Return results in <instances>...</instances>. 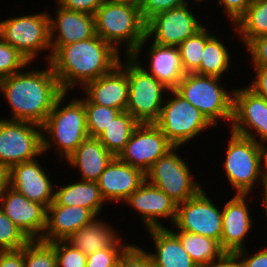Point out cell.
<instances>
[{"label":"cell","mask_w":267,"mask_h":267,"mask_svg":"<svg viewBox=\"0 0 267 267\" xmlns=\"http://www.w3.org/2000/svg\"><path fill=\"white\" fill-rule=\"evenodd\" d=\"M46 70L23 68L0 80V93L11 108L8 120L33 122L42 125L57 99L64 93L51 64Z\"/></svg>","instance_id":"cell-1"},{"label":"cell","mask_w":267,"mask_h":267,"mask_svg":"<svg viewBox=\"0 0 267 267\" xmlns=\"http://www.w3.org/2000/svg\"><path fill=\"white\" fill-rule=\"evenodd\" d=\"M121 54L98 35L62 45L50 59L54 74L64 92L111 72Z\"/></svg>","instance_id":"cell-2"},{"label":"cell","mask_w":267,"mask_h":267,"mask_svg":"<svg viewBox=\"0 0 267 267\" xmlns=\"http://www.w3.org/2000/svg\"><path fill=\"white\" fill-rule=\"evenodd\" d=\"M67 94L64 92L57 99L46 121L41 125L43 154L52 151L53 147L63 161L89 137L83 101L77 97L62 107Z\"/></svg>","instance_id":"cell-3"},{"label":"cell","mask_w":267,"mask_h":267,"mask_svg":"<svg viewBox=\"0 0 267 267\" xmlns=\"http://www.w3.org/2000/svg\"><path fill=\"white\" fill-rule=\"evenodd\" d=\"M94 17L96 35L118 52L122 45L126 47V56H130L146 37V22L139 6L105 1Z\"/></svg>","instance_id":"cell-4"},{"label":"cell","mask_w":267,"mask_h":267,"mask_svg":"<svg viewBox=\"0 0 267 267\" xmlns=\"http://www.w3.org/2000/svg\"><path fill=\"white\" fill-rule=\"evenodd\" d=\"M220 81L221 77L217 76L187 73L175 89L214 127L218 126V120L231 125L233 116L234 89L231 91L224 89Z\"/></svg>","instance_id":"cell-5"},{"label":"cell","mask_w":267,"mask_h":267,"mask_svg":"<svg viewBox=\"0 0 267 267\" xmlns=\"http://www.w3.org/2000/svg\"><path fill=\"white\" fill-rule=\"evenodd\" d=\"M47 13L44 11L0 21V37L17 49L29 63H33L41 51H48L45 62H50L52 53Z\"/></svg>","instance_id":"cell-6"},{"label":"cell","mask_w":267,"mask_h":267,"mask_svg":"<svg viewBox=\"0 0 267 267\" xmlns=\"http://www.w3.org/2000/svg\"><path fill=\"white\" fill-rule=\"evenodd\" d=\"M230 137L223 164L224 171L227 180L237 191L235 194L249 195L258 182H263L262 145L232 131Z\"/></svg>","instance_id":"cell-7"},{"label":"cell","mask_w":267,"mask_h":267,"mask_svg":"<svg viewBox=\"0 0 267 267\" xmlns=\"http://www.w3.org/2000/svg\"><path fill=\"white\" fill-rule=\"evenodd\" d=\"M155 124L174 146H183L203 130L214 127L205 116L175 89L169 90ZM168 98V99H167Z\"/></svg>","instance_id":"cell-8"},{"label":"cell","mask_w":267,"mask_h":267,"mask_svg":"<svg viewBox=\"0 0 267 267\" xmlns=\"http://www.w3.org/2000/svg\"><path fill=\"white\" fill-rule=\"evenodd\" d=\"M179 148L181 146H174L145 172V180L164 191L177 204L196 196L204 188L194 179L188 163L178 155Z\"/></svg>","instance_id":"cell-9"},{"label":"cell","mask_w":267,"mask_h":267,"mask_svg":"<svg viewBox=\"0 0 267 267\" xmlns=\"http://www.w3.org/2000/svg\"><path fill=\"white\" fill-rule=\"evenodd\" d=\"M127 75L129 95L126 111L139 123H155L169 89L145 72L130 56H127Z\"/></svg>","instance_id":"cell-10"},{"label":"cell","mask_w":267,"mask_h":267,"mask_svg":"<svg viewBox=\"0 0 267 267\" xmlns=\"http://www.w3.org/2000/svg\"><path fill=\"white\" fill-rule=\"evenodd\" d=\"M188 4L158 13L152 17L146 23V37L130 57L140 58L144 44L153 37L152 42L167 46H178L202 29L205 25L198 21L196 12L193 13Z\"/></svg>","instance_id":"cell-11"},{"label":"cell","mask_w":267,"mask_h":267,"mask_svg":"<svg viewBox=\"0 0 267 267\" xmlns=\"http://www.w3.org/2000/svg\"><path fill=\"white\" fill-rule=\"evenodd\" d=\"M42 154L41 125L0 118V162L12 167Z\"/></svg>","instance_id":"cell-12"},{"label":"cell","mask_w":267,"mask_h":267,"mask_svg":"<svg viewBox=\"0 0 267 267\" xmlns=\"http://www.w3.org/2000/svg\"><path fill=\"white\" fill-rule=\"evenodd\" d=\"M202 189L196 196L177 204L173 227L184 232L203 235L220 243L222 210L214 205Z\"/></svg>","instance_id":"cell-13"},{"label":"cell","mask_w":267,"mask_h":267,"mask_svg":"<svg viewBox=\"0 0 267 267\" xmlns=\"http://www.w3.org/2000/svg\"><path fill=\"white\" fill-rule=\"evenodd\" d=\"M229 127V131L233 133L251 138L261 145L267 144V100L248 87H236L233 93V116Z\"/></svg>","instance_id":"cell-14"},{"label":"cell","mask_w":267,"mask_h":267,"mask_svg":"<svg viewBox=\"0 0 267 267\" xmlns=\"http://www.w3.org/2000/svg\"><path fill=\"white\" fill-rule=\"evenodd\" d=\"M173 147L155 123H139L118 158L145 173Z\"/></svg>","instance_id":"cell-15"},{"label":"cell","mask_w":267,"mask_h":267,"mask_svg":"<svg viewBox=\"0 0 267 267\" xmlns=\"http://www.w3.org/2000/svg\"><path fill=\"white\" fill-rule=\"evenodd\" d=\"M0 208L30 240H41L46 228L47 208L11 187L0 194Z\"/></svg>","instance_id":"cell-16"},{"label":"cell","mask_w":267,"mask_h":267,"mask_svg":"<svg viewBox=\"0 0 267 267\" xmlns=\"http://www.w3.org/2000/svg\"><path fill=\"white\" fill-rule=\"evenodd\" d=\"M123 203L130 205L144 224L145 229L165 228L159 219L176 218L177 203L164 191L146 180Z\"/></svg>","instance_id":"cell-17"},{"label":"cell","mask_w":267,"mask_h":267,"mask_svg":"<svg viewBox=\"0 0 267 267\" xmlns=\"http://www.w3.org/2000/svg\"><path fill=\"white\" fill-rule=\"evenodd\" d=\"M109 73L87 82L82 91L93 104L126 111L129 95L127 56Z\"/></svg>","instance_id":"cell-18"},{"label":"cell","mask_w":267,"mask_h":267,"mask_svg":"<svg viewBox=\"0 0 267 267\" xmlns=\"http://www.w3.org/2000/svg\"><path fill=\"white\" fill-rule=\"evenodd\" d=\"M248 197L249 195L235 194L221 208L222 234L220 245L226 253L234 254L247 248L245 238L252 230V222H254L246 200Z\"/></svg>","instance_id":"cell-19"},{"label":"cell","mask_w":267,"mask_h":267,"mask_svg":"<svg viewBox=\"0 0 267 267\" xmlns=\"http://www.w3.org/2000/svg\"><path fill=\"white\" fill-rule=\"evenodd\" d=\"M55 10V17L49 14L52 55L62 45L86 40L96 35L94 15L68 10L58 3Z\"/></svg>","instance_id":"cell-20"},{"label":"cell","mask_w":267,"mask_h":267,"mask_svg":"<svg viewBox=\"0 0 267 267\" xmlns=\"http://www.w3.org/2000/svg\"><path fill=\"white\" fill-rule=\"evenodd\" d=\"M44 170L36 159L16 164L11 167L10 187L47 208L54 201L55 187L51 176Z\"/></svg>","instance_id":"cell-21"},{"label":"cell","mask_w":267,"mask_h":267,"mask_svg":"<svg viewBox=\"0 0 267 267\" xmlns=\"http://www.w3.org/2000/svg\"><path fill=\"white\" fill-rule=\"evenodd\" d=\"M145 181V173L114 157L101 173L97 184L106 202H124Z\"/></svg>","instance_id":"cell-22"},{"label":"cell","mask_w":267,"mask_h":267,"mask_svg":"<svg viewBox=\"0 0 267 267\" xmlns=\"http://www.w3.org/2000/svg\"><path fill=\"white\" fill-rule=\"evenodd\" d=\"M96 217L90 209L81 206L49 205L41 241L65 240Z\"/></svg>","instance_id":"cell-23"},{"label":"cell","mask_w":267,"mask_h":267,"mask_svg":"<svg viewBox=\"0 0 267 267\" xmlns=\"http://www.w3.org/2000/svg\"><path fill=\"white\" fill-rule=\"evenodd\" d=\"M149 67L141 64V59L132 58L145 72L153 75L167 89L174 90L185 76L180 52L177 46L161 45L153 42L149 46Z\"/></svg>","instance_id":"cell-24"},{"label":"cell","mask_w":267,"mask_h":267,"mask_svg":"<svg viewBox=\"0 0 267 267\" xmlns=\"http://www.w3.org/2000/svg\"><path fill=\"white\" fill-rule=\"evenodd\" d=\"M114 156L104 147L98 138L88 137L65 160L68 165L78 168L80 180L97 182Z\"/></svg>","instance_id":"cell-25"},{"label":"cell","mask_w":267,"mask_h":267,"mask_svg":"<svg viewBox=\"0 0 267 267\" xmlns=\"http://www.w3.org/2000/svg\"><path fill=\"white\" fill-rule=\"evenodd\" d=\"M147 233L155 246L156 252H148L154 267H198L170 228H151Z\"/></svg>","instance_id":"cell-26"},{"label":"cell","mask_w":267,"mask_h":267,"mask_svg":"<svg viewBox=\"0 0 267 267\" xmlns=\"http://www.w3.org/2000/svg\"><path fill=\"white\" fill-rule=\"evenodd\" d=\"M55 185L59 189L55 190L54 201L50 205L81 206L98 216L106 204L97 182L79 180L59 187Z\"/></svg>","instance_id":"cell-27"},{"label":"cell","mask_w":267,"mask_h":267,"mask_svg":"<svg viewBox=\"0 0 267 267\" xmlns=\"http://www.w3.org/2000/svg\"><path fill=\"white\" fill-rule=\"evenodd\" d=\"M121 239L110 224L94 218L90 223L71 234L65 241L85 255L114 246Z\"/></svg>","instance_id":"cell-28"},{"label":"cell","mask_w":267,"mask_h":267,"mask_svg":"<svg viewBox=\"0 0 267 267\" xmlns=\"http://www.w3.org/2000/svg\"><path fill=\"white\" fill-rule=\"evenodd\" d=\"M170 231L179 239L198 267H208L226 254L217 240L178 229Z\"/></svg>","instance_id":"cell-29"},{"label":"cell","mask_w":267,"mask_h":267,"mask_svg":"<svg viewBox=\"0 0 267 267\" xmlns=\"http://www.w3.org/2000/svg\"><path fill=\"white\" fill-rule=\"evenodd\" d=\"M138 125L129 112L121 111L97 138L114 157H118Z\"/></svg>","instance_id":"cell-30"},{"label":"cell","mask_w":267,"mask_h":267,"mask_svg":"<svg viewBox=\"0 0 267 267\" xmlns=\"http://www.w3.org/2000/svg\"><path fill=\"white\" fill-rule=\"evenodd\" d=\"M215 33L205 43L199 68L194 72L198 75L217 76L223 78L230 68L231 55L229 48Z\"/></svg>","instance_id":"cell-31"},{"label":"cell","mask_w":267,"mask_h":267,"mask_svg":"<svg viewBox=\"0 0 267 267\" xmlns=\"http://www.w3.org/2000/svg\"><path fill=\"white\" fill-rule=\"evenodd\" d=\"M234 26L244 46L258 36L267 35V0H254Z\"/></svg>","instance_id":"cell-32"},{"label":"cell","mask_w":267,"mask_h":267,"mask_svg":"<svg viewBox=\"0 0 267 267\" xmlns=\"http://www.w3.org/2000/svg\"><path fill=\"white\" fill-rule=\"evenodd\" d=\"M213 35L206 26L187 38L178 49L185 73H194L200 66L205 43Z\"/></svg>","instance_id":"cell-33"},{"label":"cell","mask_w":267,"mask_h":267,"mask_svg":"<svg viewBox=\"0 0 267 267\" xmlns=\"http://www.w3.org/2000/svg\"><path fill=\"white\" fill-rule=\"evenodd\" d=\"M83 101L86 111L87 130L89 137L97 138L121 110L90 103L85 97Z\"/></svg>","instance_id":"cell-34"},{"label":"cell","mask_w":267,"mask_h":267,"mask_svg":"<svg viewBox=\"0 0 267 267\" xmlns=\"http://www.w3.org/2000/svg\"><path fill=\"white\" fill-rule=\"evenodd\" d=\"M24 267H57L54 247L41 240H30L24 246Z\"/></svg>","instance_id":"cell-35"},{"label":"cell","mask_w":267,"mask_h":267,"mask_svg":"<svg viewBox=\"0 0 267 267\" xmlns=\"http://www.w3.org/2000/svg\"><path fill=\"white\" fill-rule=\"evenodd\" d=\"M30 239L0 208V251L20 250Z\"/></svg>","instance_id":"cell-36"},{"label":"cell","mask_w":267,"mask_h":267,"mask_svg":"<svg viewBox=\"0 0 267 267\" xmlns=\"http://www.w3.org/2000/svg\"><path fill=\"white\" fill-rule=\"evenodd\" d=\"M26 58L0 37V80L29 67Z\"/></svg>","instance_id":"cell-37"},{"label":"cell","mask_w":267,"mask_h":267,"mask_svg":"<svg viewBox=\"0 0 267 267\" xmlns=\"http://www.w3.org/2000/svg\"><path fill=\"white\" fill-rule=\"evenodd\" d=\"M57 267H86L87 255L68 244L65 240L53 241Z\"/></svg>","instance_id":"cell-38"},{"label":"cell","mask_w":267,"mask_h":267,"mask_svg":"<svg viewBox=\"0 0 267 267\" xmlns=\"http://www.w3.org/2000/svg\"><path fill=\"white\" fill-rule=\"evenodd\" d=\"M121 238L114 246L87 255L86 267H114L123 251L130 245ZM123 243V245H122Z\"/></svg>","instance_id":"cell-39"},{"label":"cell","mask_w":267,"mask_h":267,"mask_svg":"<svg viewBox=\"0 0 267 267\" xmlns=\"http://www.w3.org/2000/svg\"><path fill=\"white\" fill-rule=\"evenodd\" d=\"M120 267H154L152 259L138 244L129 245L118 259Z\"/></svg>","instance_id":"cell-40"},{"label":"cell","mask_w":267,"mask_h":267,"mask_svg":"<svg viewBox=\"0 0 267 267\" xmlns=\"http://www.w3.org/2000/svg\"><path fill=\"white\" fill-rule=\"evenodd\" d=\"M187 0H141L139 9L147 23L156 14L187 4Z\"/></svg>","instance_id":"cell-41"},{"label":"cell","mask_w":267,"mask_h":267,"mask_svg":"<svg viewBox=\"0 0 267 267\" xmlns=\"http://www.w3.org/2000/svg\"><path fill=\"white\" fill-rule=\"evenodd\" d=\"M245 47L249 50L254 66H267V35L252 39Z\"/></svg>","instance_id":"cell-42"},{"label":"cell","mask_w":267,"mask_h":267,"mask_svg":"<svg viewBox=\"0 0 267 267\" xmlns=\"http://www.w3.org/2000/svg\"><path fill=\"white\" fill-rule=\"evenodd\" d=\"M105 0H57V3L71 11L94 15Z\"/></svg>","instance_id":"cell-43"},{"label":"cell","mask_w":267,"mask_h":267,"mask_svg":"<svg viewBox=\"0 0 267 267\" xmlns=\"http://www.w3.org/2000/svg\"><path fill=\"white\" fill-rule=\"evenodd\" d=\"M254 0H219L218 4L224 7L231 24H235L238 19L246 12Z\"/></svg>","instance_id":"cell-44"},{"label":"cell","mask_w":267,"mask_h":267,"mask_svg":"<svg viewBox=\"0 0 267 267\" xmlns=\"http://www.w3.org/2000/svg\"><path fill=\"white\" fill-rule=\"evenodd\" d=\"M247 252L245 248L234 253L243 267H267V246L251 255H247Z\"/></svg>","instance_id":"cell-45"},{"label":"cell","mask_w":267,"mask_h":267,"mask_svg":"<svg viewBox=\"0 0 267 267\" xmlns=\"http://www.w3.org/2000/svg\"><path fill=\"white\" fill-rule=\"evenodd\" d=\"M255 78L248 88L267 100V66H254Z\"/></svg>","instance_id":"cell-46"},{"label":"cell","mask_w":267,"mask_h":267,"mask_svg":"<svg viewBox=\"0 0 267 267\" xmlns=\"http://www.w3.org/2000/svg\"><path fill=\"white\" fill-rule=\"evenodd\" d=\"M0 267H24V247L20 250L0 251Z\"/></svg>","instance_id":"cell-47"},{"label":"cell","mask_w":267,"mask_h":267,"mask_svg":"<svg viewBox=\"0 0 267 267\" xmlns=\"http://www.w3.org/2000/svg\"><path fill=\"white\" fill-rule=\"evenodd\" d=\"M208 267H243V265L235 254L226 253L222 258L213 262Z\"/></svg>","instance_id":"cell-48"},{"label":"cell","mask_w":267,"mask_h":267,"mask_svg":"<svg viewBox=\"0 0 267 267\" xmlns=\"http://www.w3.org/2000/svg\"><path fill=\"white\" fill-rule=\"evenodd\" d=\"M11 183V167L0 162V194L10 187Z\"/></svg>","instance_id":"cell-49"},{"label":"cell","mask_w":267,"mask_h":267,"mask_svg":"<svg viewBox=\"0 0 267 267\" xmlns=\"http://www.w3.org/2000/svg\"><path fill=\"white\" fill-rule=\"evenodd\" d=\"M262 178L267 181V145H262Z\"/></svg>","instance_id":"cell-50"},{"label":"cell","mask_w":267,"mask_h":267,"mask_svg":"<svg viewBox=\"0 0 267 267\" xmlns=\"http://www.w3.org/2000/svg\"><path fill=\"white\" fill-rule=\"evenodd\" d=\"M262 188H263V193H262V196L263 197H261V201H263L262 202V204H263V207H265L263 210L265 211L264 213L266 214V216L265 217H267V181H263L262 183ZM266 221H267V219H266Z\"/></svg>","instance_id":"cell-51"},{"label":"cell","mask_w":267,"mask_h":267,"mask_svg":"<svg viewBox=\"0 0 267 267\" xmlns=\"http://www.w3.org/2000/svg\"><path fill=\"white\" fill-rule=\"evenodd\" d=\"M109 2H119V3H128L135 6H139L141 0H105Z\"/></svg>","instance_id":"cell-52"},{"label":"cell","mask_w":267,"mask_h":267,"mask_svg":"<svg viewBox=\"0 0 267 267\" xmlns=\"http://www.w3.org/2000/svg\"><path fill=\"white\" fill-rule=\"evenodd\" d=\"M196 2H199V5L201 4L200 2L203 3L204 0H195Z\"/></svg>","instance_id":"cell-53"}]
</instances>
